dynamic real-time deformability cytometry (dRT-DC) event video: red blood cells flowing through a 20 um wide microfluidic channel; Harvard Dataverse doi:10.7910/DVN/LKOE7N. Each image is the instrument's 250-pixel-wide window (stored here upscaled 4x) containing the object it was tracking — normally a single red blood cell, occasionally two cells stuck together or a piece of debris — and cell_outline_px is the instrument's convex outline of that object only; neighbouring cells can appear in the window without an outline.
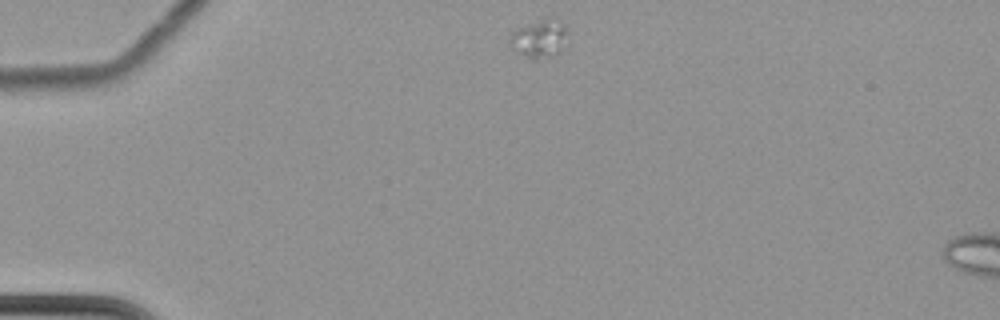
{"species": "common noctule bat (a hibernating species)", "species_latin": "Nyctalus noctula", "temperature_condition": "cold", "stored_images_in_passage": 47, "camera_frame_rate_fps": 3000, "um_per_image_px": 0.085, "animal": {"sex": "female", "body_mass_g": 22.7, "forearm_length_mm": 54.2}, "frame": {"image": 1, "passage_image": 1, "time_ms": 0.0, "image_size_px": [1000, 320], "cell_outline_px": [[568, 32], [560, 52], [552, 56], [536, 60], [528, 60], [508, 48], [508, 40], [512, 32], [520, 28], [544, 20], [560, 20], [568, 28]], "centroid_in_image_um": [45.8, 3.37], "position_along_channel_um": 39.2, "area_um2": 12.89}}
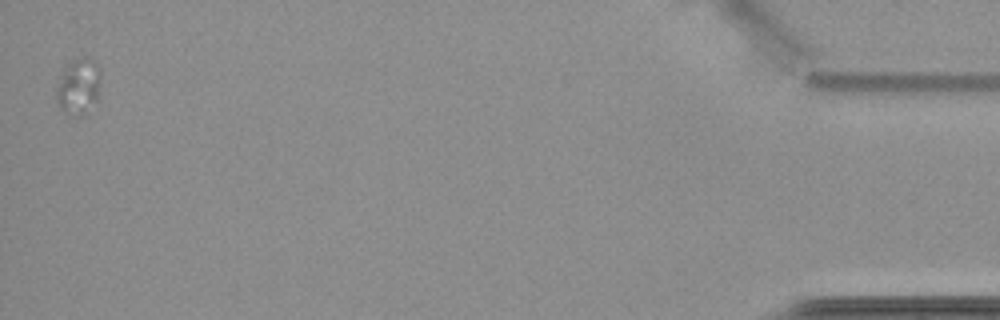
{"frame": {"image": 2, "passage_image": 47, "time_ms": 15.333, "image_size_px": [1000, 320], "cell_outline_px": [[100, 76], [96, 100], [80, 116], [68, 112], [60, 108], [56, 100], [56, 88], [60, 72], [72, 60], [96, 60], [100, 68]], "centroid_in_image_um": [6.64, 7.32], "position_along_channel_um": 428.6, "area_um2": 13.99}}